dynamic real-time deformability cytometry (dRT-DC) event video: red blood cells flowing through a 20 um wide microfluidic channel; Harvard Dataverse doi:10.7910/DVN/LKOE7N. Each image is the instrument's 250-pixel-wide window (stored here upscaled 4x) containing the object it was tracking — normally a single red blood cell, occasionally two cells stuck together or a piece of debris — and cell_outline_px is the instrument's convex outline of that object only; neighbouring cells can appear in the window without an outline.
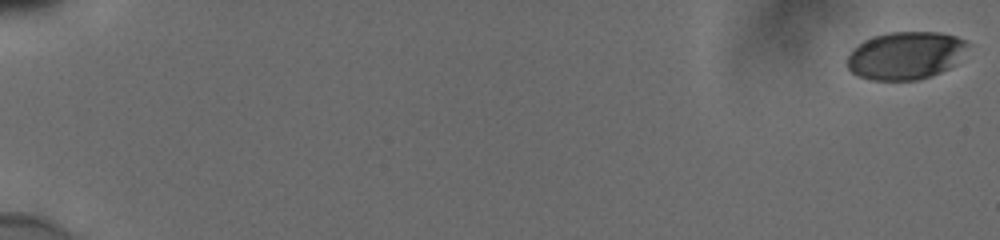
{"species": "human", "species_latin": "Homo sapiens", "temperature_condition": "cold", "stored_images_in_passage": 56, "camera_frame_rate_fps": 3000, "um_per_image_px": 0.085, "donor": {"sex": "male"}, "frame": {"image": 1, "passage_image": 1, "time_ms": 0.0, "image_size_px": [1000, 240], "cell_outline_px": [[972, 44], [948, 68], [940, 72], [920, 80], [872, 80], [856, 76], [848, 68], [848, 56], [864, 40], [888, 32], [940, 32], [956, 36]], "centroid_in_image_um": [76.98, 4.72], "position_along_channel_um": 8.0, "area_um2": 33.29}}
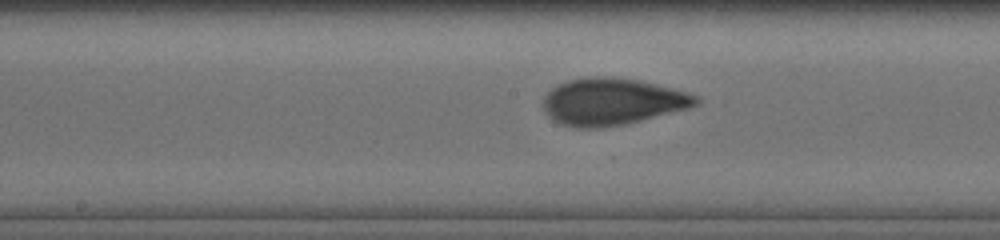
{"frame": {"image": 2, "passage_image": 32, "time_ms": 10.333, "image_size_px": [1000, 240], "cell_outline_px": [[700, 104], [688, 108], [624, 124], [600, 128], [576, 128], [560, 124], [552, 120], [544, 112], [544, 96], [552, 88], [568, 80], [588, 76], [604, 76], [636, 80], [684, 92], [696, 96], [700, 100]], "centroid_in_image_um": [51.96, 8.65], "position_along_channel_um": 196.2, "area_um2": 41.27}}
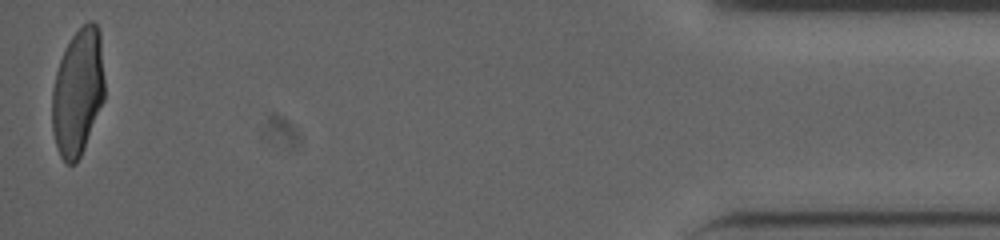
{"frame": {"image": 3, "passage_image": 56, "time_ms": 18.333, "image_size_px": [1000, 240], "cell_outline_px": [[104, 100], [84, 148], [76, 164], [68, 164], [60, 156], [52, 132], [52, 88], [56, 72], [60, 60], [72, 36], [88, 20], [92, 20], [96, 24], [100, 32], [104, 80]], "centroid_in_image_um": [6.62, 7.84], "position_along_channel_um": 428.6, "area_um2": 38.73}, "authors_computed_cell_mechanics": {"area_um2": 39.2173, "velocity_mm_per_s": 3.8646, "shape_relaxation_time_tau1_ms": 5.1757, "shape_relaxation_time_tau2_ms": 0.6478, "deformation_change_tau1": 0.1765, "deformation_change_tau2": 0.0585}}